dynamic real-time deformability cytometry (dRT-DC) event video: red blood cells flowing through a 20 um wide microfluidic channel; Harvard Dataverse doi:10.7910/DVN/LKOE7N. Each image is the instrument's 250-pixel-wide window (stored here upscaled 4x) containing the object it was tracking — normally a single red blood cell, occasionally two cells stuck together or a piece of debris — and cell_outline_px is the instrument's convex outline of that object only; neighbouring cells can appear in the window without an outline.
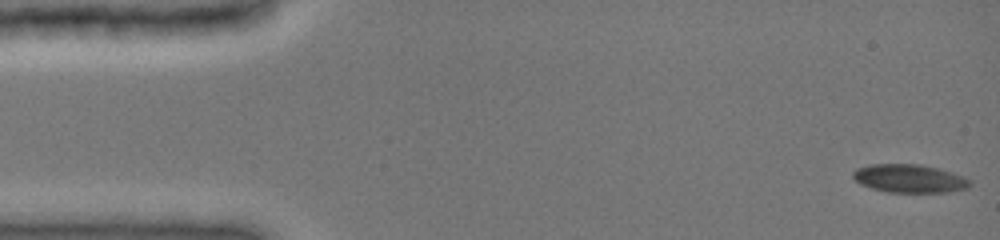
{"species": "common noctule bat (a hibernating species)", "species_latin": "Nyctalus noctula", "temperature_condition": "cold", "stored_images_in_passage": 69, "camera_frame_rate_fps": 3000, "um_per_image_px": 0.085, "animal": {"sex": "female", "body_mass_g": 19.0, "forearm_length_mm": 51.5}, "frame": {"image": 1, "passage_image": 1, "time_ms": 0.0, "image_size_px": [1000, 240], "cell_outline_px": [[972, 184], [968, 188], [948, 192], [888, 192], [872, 188], [860, 184], [852, 176], [852, 172], [856, 168], [868, 164], [920, 164], [940, 168], [964, 176], [972, 180]], "centroid_in_image_um": [77.33, 15.16], "position_along_channel_um": 7.7, "area_um2": 19.54}}
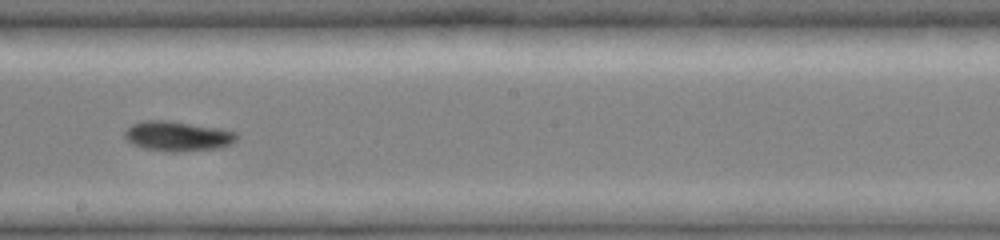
{"frame": {"image": 2, "passage_image": 41, "time_ms": 8.667, "image_size_px": [1000, 240], "cell_outline_px": [[236, 140], [220, 148], [176, 152], [168, 152], [144, 148], [132, 144], [124, 136], [124, 132], [132, 124], [144, 120], [172, 120], [220, 128], [236, 132]], "centroid_in_image_um": [15.08, 11.56], "position_along_channel_um": 233.1, "area_um2": 19.59}}
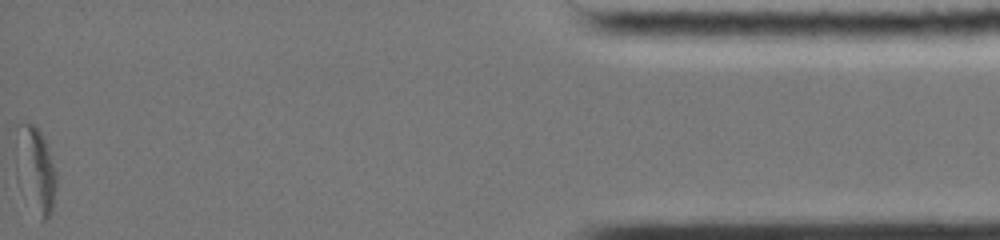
{"frame": {"image": 3, "passage_image": 69, "time_ms": 15.667, "image_size_px": [1000, 240], "cell_outline_px": [[56, 184], [52, 212], [48, 220], [40, 220], [16, 176], [16, 124], [32, 124], [40, 132], [48, 148], [56, 172]], "centroid_in_image_um": [3.02, 14.42], "position_along_channel_um": 432.2, "area_um2": 19.94}, "authors_computed_cell_mechanics": {"area_um2": 19.4208, "velocity_mm_per_s": 3.9903, "shape_relaxation_time_tau1_ms": 7.2589, "shape_relaxation_time_tau2_ms": null, "deformation_change_tau1": 0.1562, "deformation_change_tau2": null}}